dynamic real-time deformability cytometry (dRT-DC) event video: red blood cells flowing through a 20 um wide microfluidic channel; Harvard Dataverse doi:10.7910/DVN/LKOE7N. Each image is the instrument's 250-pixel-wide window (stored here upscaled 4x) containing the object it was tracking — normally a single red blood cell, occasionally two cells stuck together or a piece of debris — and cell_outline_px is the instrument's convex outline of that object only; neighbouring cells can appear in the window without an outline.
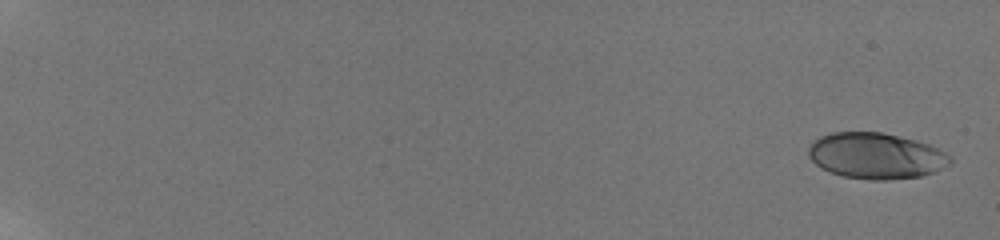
{"species": "human", "species_latin": "Homo sapiens", "temperature_condition": "room temperature", "stored_images_in_passage": 16, "camera_frame_rate_fps": 3000, "um_per_image_px": 0.085, "donor": {"sex": "male"}, "frame": {"image": 1, "passage_image": 1, "time_ms": 0.0, "image_size_px": [1000, 240], "cell_outline_px": [[952, 160], [948, 164], [932, 172], [920, 176], [888, 180], [872, 180], [840, 176], [828, 172], [820, 168], [808, 156], [808, 148], [820, 136], [832, 132], [880, 132], [916, 140], [928, 144], [944, 152]], "centroid_in_image_um": [74.4, 13.25], "position_along_channel_um": 10.6, "area_um2": 37.74}}
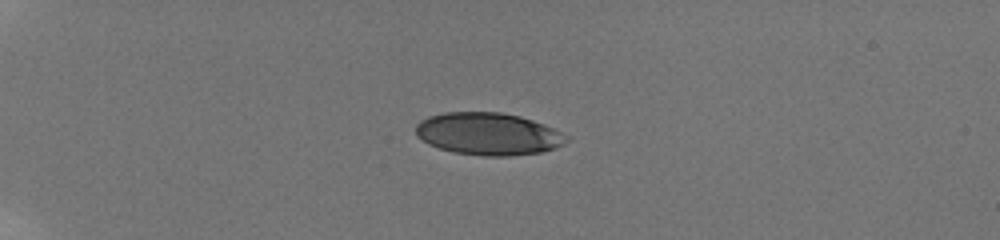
{"frame": {"image": 2, "passage_image": 11, "time_ms": 5.333, "image_size_px": [1000, 240], "cell_outline_px": [[568, 140], [564, 144], [540, 152], [508, 156], [484, 156], [452, 152], [428, 144], [416, 136], [416, 124], [420, 120], [428, 116], [444, 112], [500, 112], [520, 116], [544, 124], [568, 136]], "centroid_in_image_um": [41.46, 11.37], "position_along_channel_um": 43.5, "area_um2": 37.17}}
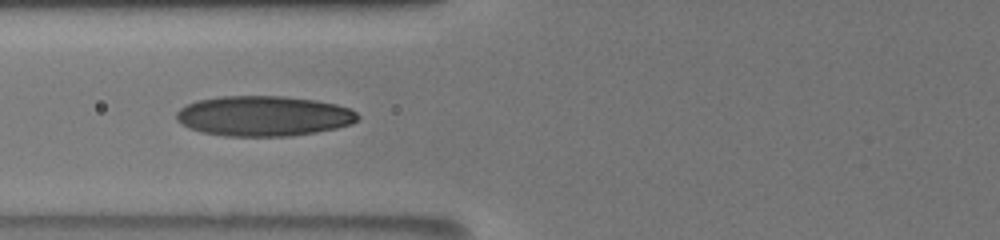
{"frame": {"image": 3, "passage_image": 15, "time_ms": 8.667, "image_size_px": [1000, 240], "cell_outline_px": [[360, 116], [352, 124], [336, 128], [316, 132], [292, 136], [224, 136], [200, 132], [188, 128], [176, 120], [176, 112], [180, 108], [196, 100], [220, 96], [284, 96], [316, 100], [336, 104], [348, 108], [356, 112]], "centroid_in_image_um": [22.38, 9.86], "position_along_channel_um": 103.4, "area_um2": 42.77}}